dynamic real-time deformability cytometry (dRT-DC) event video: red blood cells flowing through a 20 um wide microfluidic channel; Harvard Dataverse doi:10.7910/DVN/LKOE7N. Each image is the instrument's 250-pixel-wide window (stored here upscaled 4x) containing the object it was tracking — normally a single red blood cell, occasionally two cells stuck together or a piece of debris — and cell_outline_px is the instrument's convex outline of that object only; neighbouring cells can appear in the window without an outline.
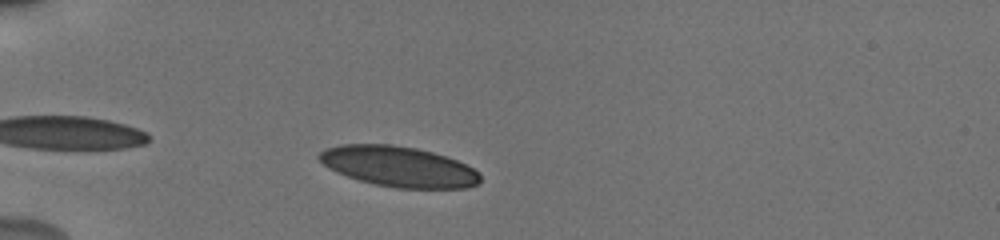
{"species": "human", "species_latin": "Homo sapiens", "temperature_condition": "cold", "stored_images_in_passage": 39, "camera_frame_rate_fps": 3000, "um_per_image_px": 0.085, "donor": {"sex": "male"}, "frame": {"image": 1, "passage_image": 5, "time_ms": 1.333, "image_size_px": [1000, 240], "cell_outline_px": [[480, 180], [476, 184], [468, 188], [396, 188], [376, 184], [360, 180], [336, 172], [328, 168], [316, 156], [320, 152], [328, 148], [340, 144], [392, 144], [416, 148], [432, 152], [456, 160], [480, 172]], "centroid_in_image_um": [33.87, 14.15], "position_along_channel_um": 51.1, "area_um2": 37.74}}
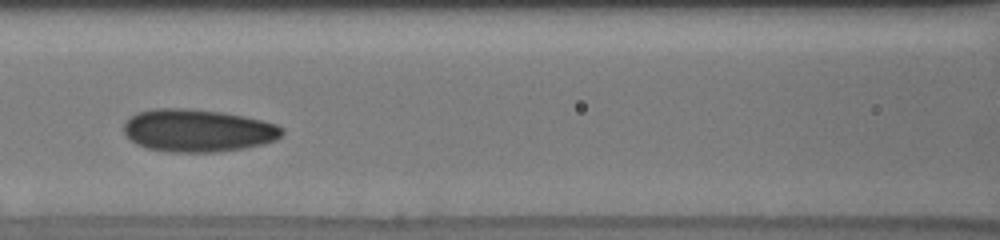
{"frame": {"image": 2, "passage_image": 15, "time_ms": 4.667, "image_size_px": [1000, 240], "cell_outline_px": [[284, 132], [276, 140], [264, 144], [244, 148], [220, 152], [164, 152], [144, 148], [128, 140], [124, 136], [124, 124], [136, 112], [152, 108], [188, 108], [220, 112], [244, 116], [276, 124], [284, 128]], "centroid_in_image_um": [16.77, 11.11], "position_along_channel_um": 149.8, "area_um2": 39.82}}
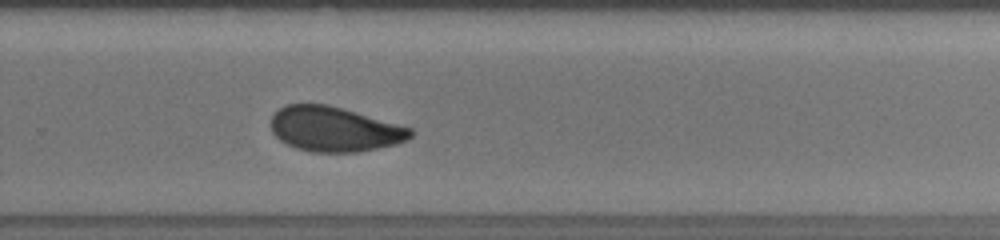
{"frame": {"image": 3, "passage_image": 27, "time_ms": 8.667, "image_size_px": [1000, 240], "cell_outline_px": [[412, 136], [408, 140], [396, 144], [360, 152], [312, 152], [296, 148], [280, 140], [272, 132], [272, 116], [280, 108], [288, 104], [328, 104], [412, 128]], "centroid_in_image_um": [28.44, 10.98], "position_along_channel_um": 301.4, "area_um2": 36.3}, "authors_computed_cell_mechanics": {"area_um2": 37.8012, "velocity_mm_per_s": 3.8035, "shape_relaxation_time_tau1_ms": 5.2925, "shape_relaxation_time_tau2_ms": 1.3203, "deformation_change_tau1": 0.1148, "deformation_change_tau2": 0.067}}